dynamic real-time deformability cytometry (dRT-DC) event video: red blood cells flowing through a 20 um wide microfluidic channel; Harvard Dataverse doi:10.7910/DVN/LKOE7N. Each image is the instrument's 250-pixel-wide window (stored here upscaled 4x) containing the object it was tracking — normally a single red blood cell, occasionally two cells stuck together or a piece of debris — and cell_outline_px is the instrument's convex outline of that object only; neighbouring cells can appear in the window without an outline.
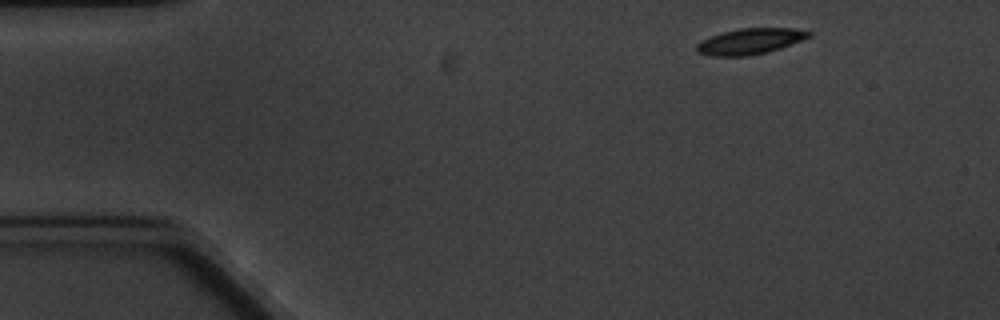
{"species": "common noctule bat (a hibernating species)", "species_latin": "Nyctalus noctula", "temperature_condition": "cold", "stored_images_in_passage": 5, "camera_frame_rate_fps": 3000, "um_per_image_px": 0.085, "animal": {"sex": "male", "body_mass_g": 20.1, "forearm_length_mm": 53.5}, "frame": {"image": 1, "passage_image": 1, "time_ms": 0.0, "image_size_px": [1000, 320], "cell_outline_px": [[812, 36], [792, 44], [768, 52], [744, 56], [712, 56], [696, 52], [696, 44], [700, 40], [724, 32], [740, 28], [792, 28], [812, 32]], "centroid_in_image_um": [63.75, 3.51], "position_along_channel_um": 21.2, "area_um2": 16.88}}